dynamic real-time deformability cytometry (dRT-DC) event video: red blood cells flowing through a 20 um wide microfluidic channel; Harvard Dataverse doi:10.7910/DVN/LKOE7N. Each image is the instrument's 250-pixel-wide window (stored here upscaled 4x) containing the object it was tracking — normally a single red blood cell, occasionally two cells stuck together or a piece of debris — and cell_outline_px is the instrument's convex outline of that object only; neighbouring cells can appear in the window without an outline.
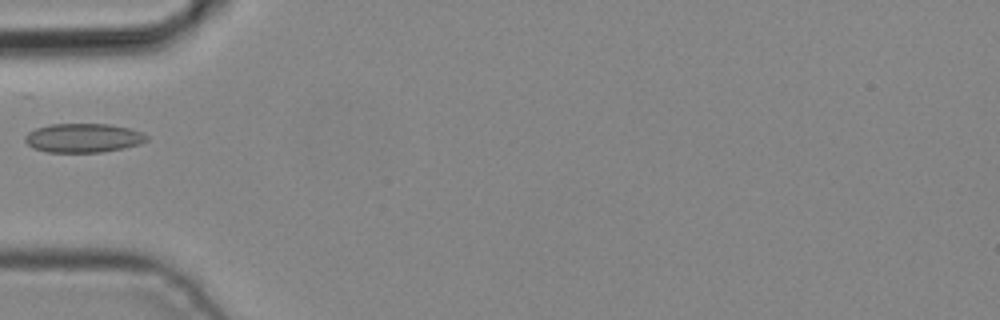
{"species": "common noctule bat (a hibernating species)", "species_latin": "Nyctalus noctula", "temperature_condition": "cold", "stored_images_in_passage": 5, "camera_frame_rate_fps": 3000, "um_per_image_px": 0.085, "animal": {"sex": "male", "body_mass_g": 19.2, "forearm_length_mm": 51.8}, "frame": {"image": 1, "passage_image": 5, "time_ms": 1.333, "image_size_px": [1000, 320], "cell_outline_px": [[148, 140], [140, 144], [124, 148], [100, 152], [48, 152], [32, 148], [24, 140], [24, 136], [28, 132], [36, 128], [48, 124], [108, 124], [128, 128], [140, 132], [148, 136]], "centroid_in_image_um": [7.05, 11.72], "position_along_channel_um": 78.0, "area_um2": 20.58}}